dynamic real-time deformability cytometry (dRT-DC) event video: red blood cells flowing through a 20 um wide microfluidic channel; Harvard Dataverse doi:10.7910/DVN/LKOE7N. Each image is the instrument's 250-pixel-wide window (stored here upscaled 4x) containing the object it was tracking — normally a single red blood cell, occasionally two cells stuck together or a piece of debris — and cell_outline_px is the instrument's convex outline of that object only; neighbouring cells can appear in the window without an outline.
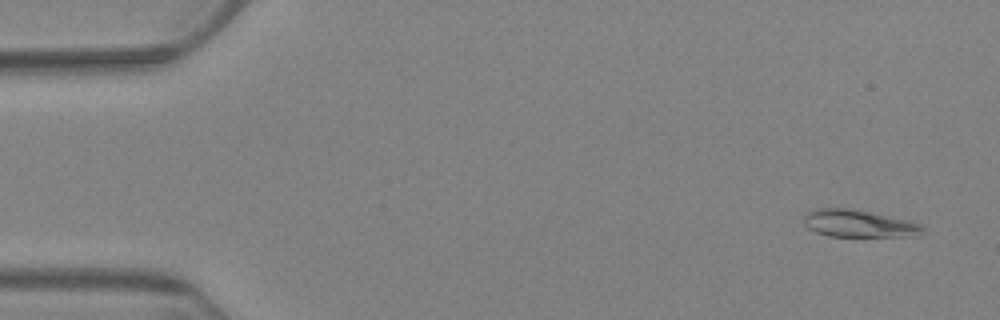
{"species": "Egyptian fruit bat (a non-hibernating species)", "species_latin": "Rousettus aegyptiacus", "temperature_condition": "warm", "stored_images_in_passage": 5, "camera_frame_rate_fps": 3000, "um_per_image_px": 0.085, "animal": {"sex": "female"}, "frame": {"image": 1, "passage_image": 1, "time_ms": 0.0, "image_size_px": [1000, 320], "cell_outline_px": [[924, 232], [920, 236], [828, 236], [816, 232], [808, 228], [804, 224], [804, 216], [808, 212], [816, 208], [852, 208], [904, 220], [920, 224], [924, 228]], "centroid_in_image_um": [72.97, 19.01], "position_along_channel_um": 12.0, "area_um2": 18.73}}
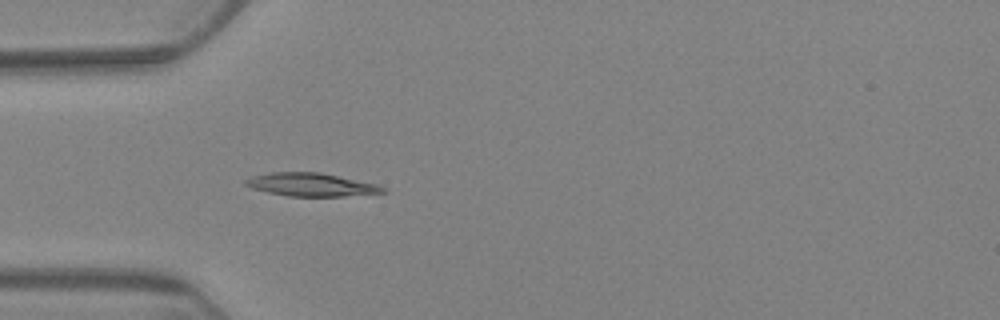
{"frame": {"image": 2, "passage_image": 5, "time_ms": 5.333, "image_size_px": [1000, 320], "cell_outline_px": [[388, 192], [344, 196], [288, 196], [268, 192], [252, 188], [244, 184], [244, 180], [252, 176], [272, 172], [320, 172], [376, 184], [384, 188]], "centroid_in_image_um": [26.43, 15.69], "position_along_channel_um": 58.6, "area_um2": 18.38}}